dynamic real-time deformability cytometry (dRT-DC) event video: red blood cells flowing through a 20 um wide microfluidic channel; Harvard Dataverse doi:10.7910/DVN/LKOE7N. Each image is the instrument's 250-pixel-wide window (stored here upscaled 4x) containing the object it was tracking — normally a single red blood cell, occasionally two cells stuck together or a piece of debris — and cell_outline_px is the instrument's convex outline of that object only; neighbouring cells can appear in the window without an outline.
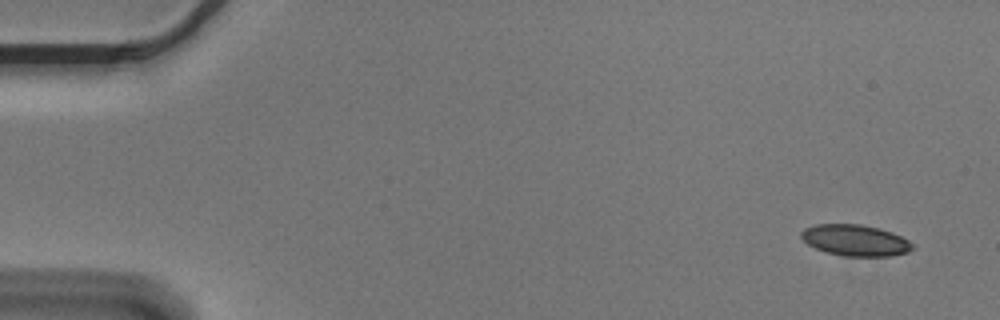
{"species": "Egyptian fruit bat (a non-hibernating species)", "species_latin": "Rousettus aegyptiacus", "temperature_condition": "cold", "stored_images_in_passage": 5, "camera_frame_rate_fps": 3000, "um_per_image_px": 0.085, "animal": {"sex": "male"}, "frame": {"image": 1, "passage_image": 1, "time_ms": 0.0, "image_size_px": [1000, 320], "cell_outline_px": [[916, 248], [908, 252], [892, 256], [844, 256], [824, 252], [808, 244], [800, 236], [800, 232], [804, 228], [816, 224], [860, 224], [880, 228], [892, 232], [916, 244]], "centroid_in_image_um": [72.73, 20.43], "position_along_channel_um": 12.3, "area_um2": 20.52}}
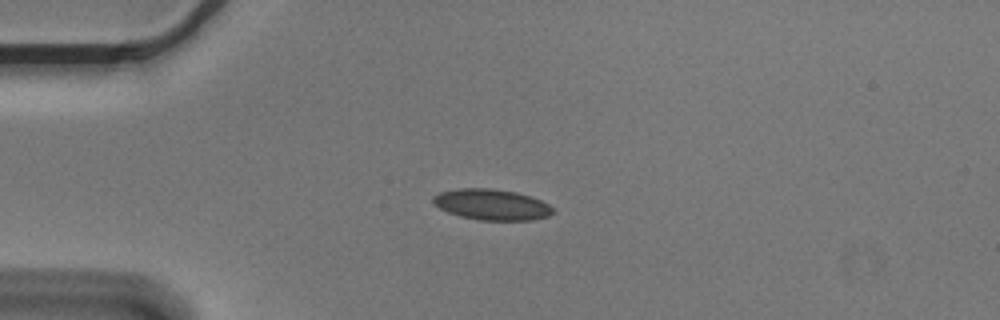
{"frame": {"image": 2, "passage_image": 4, "time_ms": 1.0, "image_size_px": [1000, 320], "cell_outline_px": [[556, 212], [548, 216], [532, 220], [476, 220], [460, 216], [448, 212], [432, 204], [432, 196], [440, 192], [456, 188], [492, 188], [516, 192], [532, 196], [548, 204]], "centroid_in_image_um": [41.78, 17.38], "position_along_channel_um": 43.2, "area_um2": 21.79}}